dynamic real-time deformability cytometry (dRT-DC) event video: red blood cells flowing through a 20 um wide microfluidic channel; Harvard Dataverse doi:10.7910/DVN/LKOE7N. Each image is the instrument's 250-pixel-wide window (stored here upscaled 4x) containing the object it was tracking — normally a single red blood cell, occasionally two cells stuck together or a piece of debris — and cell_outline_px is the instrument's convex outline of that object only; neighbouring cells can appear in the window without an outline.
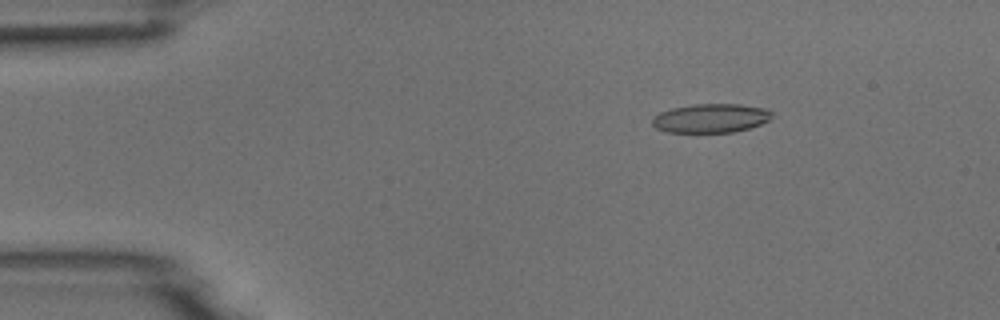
{"species": "common noctule bat (a hibernating species)", "species_latin": "Nyctalus noctula", "temperature_condition": "room temperature", "stored_images_in_passage": 5, "camera_frame_rate_fps": 3000, "um_per_image_px": 0.085, "animal": {"sex": "male", "body_mass_g": 18.8}, "frame": {"image": 1, "passage_image": 3, "time_ms": 0.667, "image_size_px": [1000, 320], "cell_outline_px": [[772, 116], [768, 120], [760, 124], [748, 128], [732, 132], [668, 132], [656, 128], [652, 124], [652, 116], [660, 112], [672, 108], [692, 104], [740, 104], [768, 108], [772, 112]], "centroid_in_image_um": [60.41, 10.03], "position_along_channel_um": 24.6, "area_um2": 20.23}}